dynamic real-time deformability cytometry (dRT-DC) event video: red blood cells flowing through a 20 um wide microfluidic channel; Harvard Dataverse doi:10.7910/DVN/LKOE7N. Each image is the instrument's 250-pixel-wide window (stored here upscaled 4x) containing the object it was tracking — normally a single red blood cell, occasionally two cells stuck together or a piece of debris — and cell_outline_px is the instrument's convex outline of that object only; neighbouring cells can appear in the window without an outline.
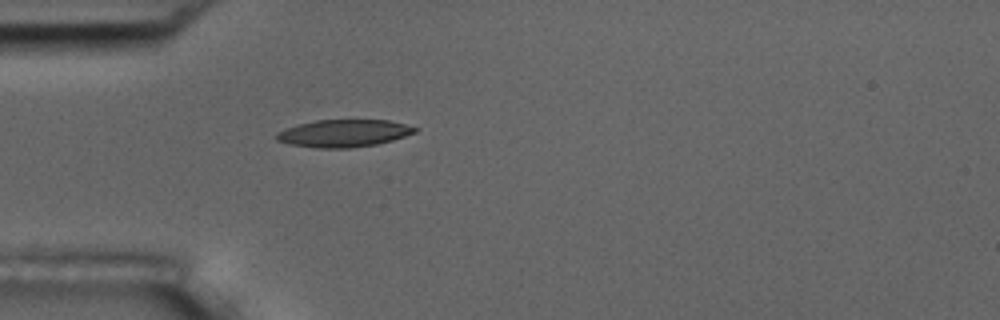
{"species": "common noctule bat (a hibernating species)", "species_latin": "Nyctalus noctula", "temperature_condition": "room temperature", "stored_images_in_passage": 1, "camera_frame_rate_fps": 3000, "um_per_image_px": 0.085, "animal": {"sex": "male", "body_mass_g": 17.5, "forearm_length_mm": 52.3}, "frame": {"image": 1, "passage_image": 1, "time_ms": 0.0, "image_size_px": [1000, 320], "cell_outline_px": [[420, 128], [416, 132], [392, 140], [376, 144], [348, 148], [312, 148], [288, 144], [276, 140], [276, 132], [300, 124], [316, 120], [388, 120]], "centroid_in_image_um": [29.21, 11.33], "position_along_channel_um": 55.8, "area_um2": 22.02}}